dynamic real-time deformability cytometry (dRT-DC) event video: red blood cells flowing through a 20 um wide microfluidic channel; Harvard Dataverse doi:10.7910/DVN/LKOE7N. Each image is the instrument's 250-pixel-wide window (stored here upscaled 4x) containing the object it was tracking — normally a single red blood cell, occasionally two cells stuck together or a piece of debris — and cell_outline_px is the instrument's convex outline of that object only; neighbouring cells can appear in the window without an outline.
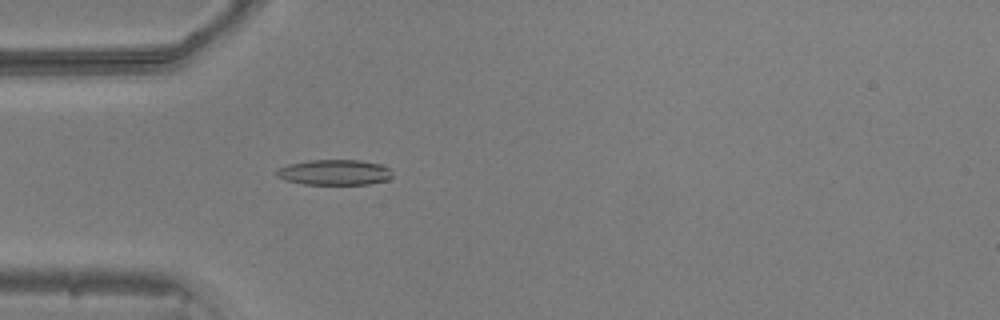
{"species": "common noctule bat (a hibernating species)", "species_latin": "Nyctalus noctula", "temperature_condition": "warm", "stored_images_in_passage": 38, "camera_frame_rate_fps": 3000, "um_per_image_px": 0.085, "animal": {"sex": "male", "body_mass_g": 20.5, "forearm_length_mm": 52.5}, "frame": {"image": 1, "passage_image": 1, "time_ms": 0.0, "image_size_px": [1000, 320], "cell_outline_px": [[392, 176], [388, 180], [368, 184], [304, 184], [284, 180], [276, 176], [276, 168], [288, 164], [308, 160], [360, 160], [380, 164], [388, 168], [392, 172]], "centroid_in_image_um": [28.4, 14.65], "position_along_channel_um": 56.6, "area_um2": 17.28}}
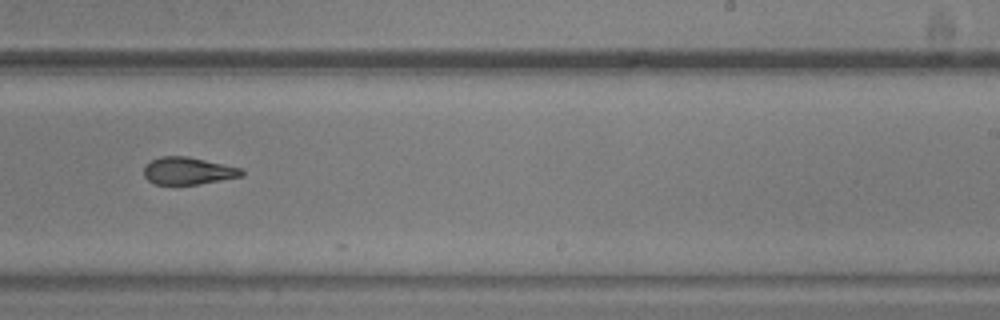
{"frame": {"image": 2, "passage_image": 18, "time_ms": 5.667, "image_size_px": [1000, 320], "cell_outline_px": [[244, 176], [196, 184], [152, 184], [144, 176], [144, 164], [160, 156], [188, 156], [240, 168], [244, 172]], "centroid_in_image_um": [15.94, 14.52], "position_along_channel_um": 273.1, "area_um2": 15.49}}
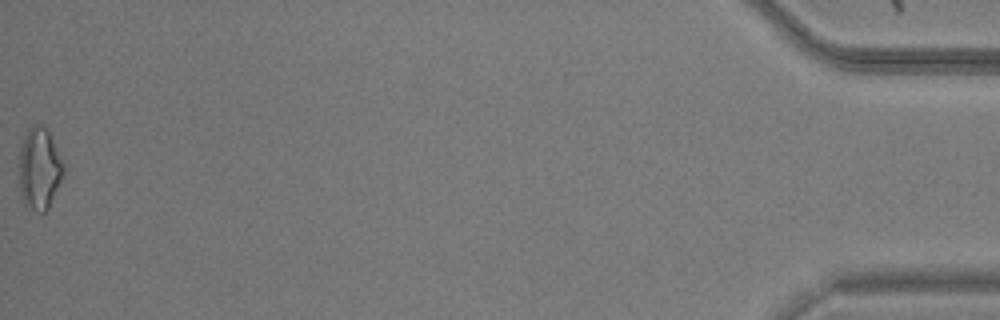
{"frame": {"image": 3, "passage_image": 38, "time_ms": 12.333, "image_size_px": [1000, 320], "cell_outline_px": [[64, 172], [48, 208], [40, 216], [24, 204], [20, 188], [20, 148], [24, 136], [28, 128], [36, 124], [40, 124], [48, 128], [64, 164]], "centroid_in_image_um": [3.35, 14.33], "position_along_channel_um": 431.8, "area_um2": 21.21}, "authors_computed_cell_mechanics": {"area_um2": 16.6175, "velocity_mm_per_s": 3.8876, "shape_relaxation_time_tau1_ms": null, "shape_relaxation_time_tau2_ms": 9.8692, "deformation_change_tau1": null, "deformation_change_tau2": 0.2272}}